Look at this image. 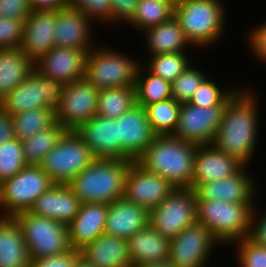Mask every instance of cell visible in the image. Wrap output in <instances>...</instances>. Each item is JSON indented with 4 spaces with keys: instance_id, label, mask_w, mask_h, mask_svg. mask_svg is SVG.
<instances>
[{
    "instance_id": "cell-1",
    "label": "cell",
    "mask_w": 266,
    "mask_h": 267,
    "mask_svg": "<svg viewBox=\"0 0 266 267\" xmlns=\"http://www.w3.org/2000/svg\"><path fill=\"white\" fill-rule=\"evenodd\" d=\"M250 89L242 87L227 103L221 125L212 143L244 166L253 160L259 135V101Z\"/></svg>"
},
{
    "instance_id": "cell-2",
    "label": "cell",
    "mask_w": 266,
    "mask_h": 267,
    "mask_svg": "<svg viewBox=\"0 0 266 267\" xmlns=\"http://www.w3.org/2000/svg\"><path fill=\"white\" fill-rule=\"evenodd\" d=\"M198 145L172 135L155 136L136 162L175 187H191Z\"/></svg>"
},
{
    "instance_id": "cell-3",
    "label": "cell",
    "mask_w": 266,
    "mask_h": 267,
    "mask_svg": "<svg viewBox=\"0 0 266 267\" xmlns=\"http://www.w3.org/2000/svg\"><path fill=\"white\" fill-rule=\"evenodd\" d=\"M132 161L96 158L68 185L81 203L110 204L123 197L125 178Z\"/></svg>"
},
{
    "instance_id": "cell-4",
    "label": "cell",
    "mask_w": 266,
    "mask_h": 267,
    "mask_svg": "<svg viewBox=\"0 0 266 267\" xmlns=\"http://www.w3.org/2000/svg\"><path fill=\"white\" fill-rule=\"evenodd\" d=\"M221 0H181L174 8L189 46L205 49L221 39L226 29V12Z\"/></svg>"
},
{
    "instance_id": "cell-5",
    "label": "cell",
    "mask_w": 266,
    "mask_h": 267,
    "mask_svg": "<svg viewBox=\"0 0 266 267\" xmlns=\"http://www.w3.org/2000/svg\"><path fill=\"white\" fill-rule=\"evenodd\" d=\"M254 203L197 200V222L209 229L222 244L229 246L248 237Z\"/></svg>"
},
{
    "instance_id": "cell-6",
    "label": "cell",
    "mask_w": 266,
    "mask_h": 267,
    "mask_svg": "<svg viewBox=\"0 0 266 267\" xmlns=\"http://www.w3.org/2000/svg\"><path fill=\"white\" fill-rule=\"evenodd\" d=\"M99 46V48H98ZM114 47L98 44L86 58L85 77L98 90L135 87L140 61ZM133 58V59H132Z\"/></svg>"
},
{
    "instance_id": "cell-7",
    "label": "cell",
    "mask_w": 266,
    "mask_h": 267,
    "mask_svg": "<svg viewBox=\"0 0 266 267\" xmlns=\"http://www.w3.org/2000/svg\"><path fill=\"white\" fill-rule=\"evenodd\" d=\"M19 223L31 260L65 253L72 248L68 225L28 211L14 216Z\"/></svg>"
},
{
    "instance_id": "cell-8",
    "label": "cell",
    "mask_w": 266,
    "mask_h": 267,
    "mask_svg": "<svg viewBox=\"0 0 266 267\" xmlns=\"http://www.w3.org/2000/svg\"><path fill=\"white\" fill-rule=\"evenodd\" d=\"M65 83L44 76L35 68L3 99L0 107L10 115L37 108H56L62 98Z\"/></svg>"
},
{
    "instance_id": "cell-9",
    "label": "cell",
    "mask_w": 266,
    "mask_h": 267,
    "mask_svg": "<svg viewBox=\"0 0 266 267\" xmlns=\"http://www.w3.org/2000/svg\"><path fill=\"white\" fill-rule=\"evenodd\" d=\"M54 183L40 165H27L0 183V204L5 217L29 211Z\"/></svg>"
},
{
    "instance_id": "cell-10",
    "label": "cell",
    "mask_w": 266,
    "mask_h": 267,
    "mask_svg": "<svg viewBox=\"0 0 266 267\" xmlns=\"http://www.w3.org/2000/svg\"><path fill=\"white\" fill-rule=\"evenodd\" d=\"M95 159L75 131H66L40 166L54 184H69Z\"/></svg>"
},
{
    "instance_id": "cell-11",
    "label": "cell",
    "mask_w": 266,
    "mask_h": 267,
    "mask_svg": "<svg viewBox=\"0 0 266 267\" xmlns=\"http://www.w3.org/2000/svg\"><path fill=\"white\" fill-rule=\"evenodd\" d=\"M197 198L191 187H176L164 201L150 211L149 224L160 234L174 238L197 222Z\"/></svg>"
},
{
    "instance_id": "cell-12",
    "label": "cell",
    "mask_w": 266,
    "mask_h": 267,
    "mask_svg": "<svg viewBox=\"0 0 266 267\" xmlns=\"http://www.w3.org/2000/svg\"><path fill=\"white\" fill-rule=\"evenodd\" d=\"M99 90L86 78L67 83L55 119L66 131H75L97 114Z\"/></svg>"
},
{
    "instance_id": "cell-13",
    "label": "cell",
    "mask_w": 266,
    "mask_h": 267,
    "mask_svg": "<svg viewBox=\"0 0 266 267\" xmlns=\"http://www.w3.org/2000/svg\"><path fill=\"white\" fill-rule=\"evenodd\" d=\"M221 243L203 224L195 222L170 240L169 259L176 267H206Z\"/></svg>"
},
{
    "instance_id": "cell-14",
    "label": "cell",
    "mask_w": 266,
    "mask_h": 267,
    "mask_svg": "<svg viewBox=\"0 0 266 267\" xmlns=\"http://www.w3.org/2000/svg\"><path fill=\"white\" fill-rule=\"evenodd\" d=\"M226 106L200 107L181 103L178 124L172 136L196 145L212 144Z\"/></svg>"
},
{
    "instance_id": "cell-15",
    "label": "cell",
    "mask_w": 266,
    "mask_h": 267,
    "mask_svg": "<svg viewBox=\"0 0 266 267\" xmlns=\"http://www.w3.org/2000/svg\"><path fill=\"white\" fill-rule=\"evenodd\" d=\"M175 188L167 179L146 171L136 161H132L125 178L123 197L150 212Z\"/></svg>"
},
{
    "instance_id": "cell-16",
    "label": "cell",
    "mask_w": 266,
    "mask_h": 267,
    "mask_svg": "<svg viewBox=\"0 0 266 267\" xmlns=\"http://www.w3.org/2000/svg\"><path fill=\"white\" fill-rule=\"evenodd\" d=\"M76 134L96 158L133 160L121 147L118 139V118L94 115L81 124Z\"/></svg>"
},
{
    "instance_id": "cell-17",
    "label": "cell",
    "mask_w": 266,
    "mask_h": 267,
    "mask_svg": "<svg viewBox=\"0 0 266 267\" xmlns=\"http://www.w3.org/2000/svg\"><path fill=\"white\" fill-rule=\"evenodd\" d=\"M246 168V170H245ZM243 166L237 173L214 182L199 184L194 192L197 200H220L231 203H255L259 184ZM250 174V175H249ZM257 192V193H256Z\"/></svg>"
},
{
    "instance_id": "cell-18",
    "label": "cell",
    "mask_w": 266,
    "mask_h": 267,
    "mask_svg": "<svg viewBox=\"0 0 266 267\" xmlns=\"http://www.w3.org/2000/svg\"><path fill=\"white\" fill-rule=\"evenodd\" d=\"M90 50L53 47L37 62L34 68L42 75L65 84L85 77L86 58Z\"/></svg>"
},
{
    "instance_id": "cell-19",
    "label": "cell",
    "mask_w": 266,
    "mask_h": 267,
    "mask_svg": "<svg viewBox=\"0 0 266 267\" xmlns=\"http://www.w3.org/2000/svg\"><path fill=\"white\" fill-rule=\"evenodd\" d=\"M92 23L80 10L71 6L56 11L55 47L92 50L97 46L95 40L92 42V33L95 32Z\"/></svg>"
},
{
    "instance_id": "cell-20",
    "label": "cell",
    "mask_w": 266,
    "mask_h": 267,
    "mask_svg": "<svg viewBox=\"0 0 266 267\" xmlns=\"http://www.w3.org/2000/svg\"><path fill=\"white\" fill-rule=\"evenodd\" d=\"M144 107L136 104L118 118L120 147L136 161L155 138Z\"/></svg>"
},
{
    "instance_id": "cell-21",
    "label": "cell",
    "mask_w": 266,
    "mask_h": 267,
    "mask_svg": "<svg viewBox=\"0 0 266 267\" xmlns=\"http://www.w3.org/2000/svg\"><path fill=\"white\" fill-rule=\"evenodd\" d=\"M56 11H31L24 21L21 50L33 62H37L55 47Z\"/></svg>"
},
{
    "instance_id": "cell-22",
    "label": "cell",
    "mask_w": 266,
    "mask_h": 267,
    "mask_svg": "<svg viewBox=\"0 0 266 267\" xmlns=\"http://www.w3.org/2000/svg\"><path fill=\"white\" fill-rule=\"evenodd\" d=\"M244 165L213 144L198 145L196 151L192 188L214 182L237 173Z\"/></svg>"
},
{
    "instance_id": "cell-23",
    "label": "cell",
    "mask_w": 266,
    "mask_h": 267,
    "mask_svg": "<svg viewBox=\"0 0 266 267\" xmlns=\"http://www.w3.org/2000/svg\"><path fill=\"white\" fill-rule=\"evenodd\" d=\"M109 204L82 203L75 218L68 224L70 247L80 251L105 233Z\"/></svg>"
},
{
    "instance_id": "cell-24",
    "label": "cell",
    "mask_w": 266,
    "mask_h": 267,
    "mask_svg": "<svg viewBox=\"0 0 266 267\" xmlns=\"http://www.w3.org/2000/svg\"><path fill=\"white\" fill-rule=\"evenodd\" d=\"M81 204L68 184H53L38 197L28 212L68 225L77 215Z\"/></svg>"
},
{
    "instance_id": "cell-25",
    "label": "cell",
    "mask_w": 266,
    "mask_h": 267,
    "mask_svg": "<svg viewBox=\"0 0 266 267\" xmlns=\"http://www.w3.org/2000/svg\"><path fill=\"white\" fill-rule=\"evenodd\" d=\"M150 212L121 197L109 204L105 234L128 239L149 225Z\"/></svg>"
},
{
    "instance_id": "cell-26",
    "label": "cell",
    "mask_w": 266,
    "mask_h": 267,
    "mask_svg": "<svg viewBox=\"0 0 266 267\" xmlns=\"http://www.w3.org/2000/svg\"><path fill=\"white\" fill-rule=\"evenodd\" d=\"M170 240L150 224L127 239L131 264H155L169 259Z\"/></svg>"
},
{
    "instance_id": "cell-27",
    "label": "cell",
    "mask_w": 266,
    "mask_h": 267,
    "mask_svg": "<svg viewBox=\"0 0 266 267\" xmlns=\"http://www.w3.org/2000/svg\"><path fill=\"white\" fill-rule=\"evenodd\" d=\"M95 267H132L127 239L103 234L80 250Z\"/></svg>"
},
{
    "instance_id": "cell-28",
    "label": "cell",
    "mask_w": 266,
    "mask_h": 267,
    "mask_svg": "<svg viewBox=\"0 0 266 267\" xmlns=\"http://www.w3.org/2000/svg\"><path fill=\"white\" fill-rule=\"evenodd\" d=\"M0 267H30L21 227L14 217L0 213Z\"/></svg>"
},
{
    "instance_id": "cell-29",
    "label": "cell",
    "mask_w": 266,
    "mask_h": 267,
    "mask_svg": "<svg viewBox=\"0 0 266 267\" xmlns=\"http://www.w3.org/2000/svg\"><path fill=\"white\" fill-rule=\"evenodd\" d=\"M149 56L185 52L190 44L179 22L173 16L169 21L152 26L143 31Z\"/></svg>"
},
{
    "instance_id": "cell-30",
    "label": "cell",
    "mask_w": 266,
    "mask_h": 267,
    "mask_svg": "<svg viewBox=\"0 0 266 267\" xmlns=\"http://www.w3.org/2000/svg\"><path fill=\"white\" fill-rule=\"evenodd\" d=\"M34 69V63L20 47L0 49V100Z\"/></svg>"
},
{
    "instance_id": "cell-31",
    "label": "cell",
    "mask_w": 266,
    "mask_h": 267,
    "mask_svg": "<svg viewBox=\"0 0 266 267\" xmlns=\"http://www.w3.org/2000/svg\"><path fill=\"white\" fill-rule=\"evenodd\" d=\"M135 90L136 104L142 107L172 98L171 83L144 68L142 63L137 71Z\"/></svg>"
},
{
    "instance_id": "cell-32",
    "label": "cell",
    "mask_w": 266,
    "mask_h": 267,
    "mask_svg": "<svg viewBox=\"0 0 266 267\" xmlns=\"http://www.w3.org/2000/svg\"><path fill=\"white\" fill-rule=\"evenodd\" d=\"M65 132L66 130L55 122L51 127L21 141L26 164L40 165Z\"/></svg>"
},
{
    "instance_id": "cell-33",
    "label": "cell",
    "mask_w": 266,
    "mask_h": 267,
    "mask_svg": "<svg viewBox=\"0 0 266 267\" xmlns=\"http://www.w3.org/2000/svg\"><path fill=\"white\" fill-rule=\"evenodd\" d=\"M136 105L135 87L99 90L97 115L117 119Z\"/></svg>"
},
{
    "instance_id": "cell-34",
    "label": "cell",
    "mask_w": 266,
    "mask_h": 267,
    "mask_svg": "<svg viewBox=\"0 0 266 267\" xmlns=\"http://www.w3.org/2000/svg\"><path fill=\"white\" fill-rule=\"evenodd\" d=\"M181 103L173 98L144 107L146 117L156 136L173 135L180 113Z\"/></svg>"
},
{
    "instance_id": "cell-35",
    "label": "cell",
    "mask_w": 266,
    "mask_h": 267,
    "mask_svg": "<svg viewBox=\"0 0 266 267\" xmlns=\"http://www.w3.org/2000/svg\"><path fill=\"white\" fill-rule=\"evenodd\" d=\"M15 138L23 141L35 133L51 127L55 122L54 108H37L12 116Z\"/></svg>"
},
{
    "instance_id": "cell-36",
    "label": "cell",
    "mask_w": 266,
    "mask_h": 267,
    "mask_svg": "<svg viewBox=\"0 0 266 267\" xmlns=\"http://www.w3.org/2000/svg\"><path fill=\"white\" fill-rule=\"evenodd\" d=\"M174 16V8L160 0H140L132 20L128 23L135 30L147 28L169 21Z\"/></svg>"
},
{
    "instance_id": "cell-37",
    "label": "cell",
    "mask_w": 266,
    "mask_h": 267,
    "mask_svg": "<svg viewBox=\"0 0 266 267\" xmlns=\"http://www.w3.org/2000/svg\"><path fill=\"white\" fill-rule=\"evenodd\" d=\"M186 53L178 52L149 56V63L143 66H146L150 72L160 76L163 80L172 83L191 63Z\"/></svg>"
},
{
    "instance_id": "cell-38",
    "label": "cell",
    "mask_w": 266,
    "mask_h": 267,
    "mask_svg": "<svg viewBox=\"0 0 266 267\" xmlns=\"http://www.w3.org/2000/svg\"><path fill=\"white\" fill-rule=\"evenodd\" d=\"M208 76L195 91L188 103L200 106L210 107L213 105H227V103L241 90L240 86L236 88L230 86V89L220 88L212 79L209 80Z\"/></svg>"
},
{
    "instance_id": "cell-39",
    "label": "cell",
    "mask_w": 266,
    "mask_h": 267,
    "mask_svg": "<svg viewBox=\"0 0 266 267\" xmlns=\"http://www.w3.org/2000/svg\"><path fill=\"white\" fill-rule=\"evenodd\" d=\"M192 63L171 83L172 98L179 103H188L201 83L208 77Z\"/></svg>"
},
{
    "instance_id": "cell-40",
    "label": "cell",
    "mask_w": 266,
    "mask_h": 267,
    "mask_svg": "<svg viewBox=\"0 0 266 267\" xmlns=\"http://www.w3.org/2000/svg\"><path fill=\"white\" fill-rule=\"evenodd\" d=\"M27 166L22 143L14 138L0 145V183L11 178Z\"/></svg>"
},
{
    "instance_id": "cell-41",
    "label": "cell",
    "mask_w": 266,
    "mask_h": 267,
    "mask_svg": "<svg viewBox=\"0 0 266 267\" xmlns=\"http://www.w3.org/2000/svg\"><path fill=\"white\" fill-rule=\"evenodd\" d=\"M237 246L235 257L239 267H266V246H260L248 237L232 243Z\"/></svg>"
},
{
    "instance_id": "cell-42",
    "label": "cell",
    "mask_w": 266,
    "mask_h": 267,
    "mask_svg": "<svg viewBox=\"0 0 266 267\" xmlns=\"http://www.w3.org/2000/svg\"><path fill=\"white\" fill-rule=\"evenodd\" d=\"M69 6L80 10L94 25L100 21L111 25L112 8L110 0H69Z\"/></svg>"
},
{
    "instance_id": "cell-43",
    "label": "cell",
    "mask_w": 266,
    "mask_h": 267,
    "mask_svg": "<svg viewBox=\"0 0 266 267\" xmlns=\"http://www.w3.org/2000/svg\"><path fill=\"white\" fill-rule=\"evenodd\" d=\"M23 32L24 20L0 17V49L20 47Z\"/></svg>"
},
{
    "instance_id": "cell-44",
    "label": "cell",
    "mask_w": 266,
    "mask_h": 267,
    "mask_svg": "<svg viewBox=\"0 0 266 267\" xmlns=\"http://www.w3.org/2000/svg\"><path fill=\"white\" fill-rule=\"evenodd\" d=\"M248 31L246 45H249L250 52L254 55L255 60L266 64V22L257 24L255 27L253 26L252 30Z\"/></svg>"
},
{
    "instance_id": "cell-45",
    "label": "cell",
    "mask_w": 266,
    "mask_h": 267,
    "mask_svg": "<svg viewBox=\"0 0 266 267\" xmlns=\"http://www.w3.org/2000/svg\"><path fill=\"white\" fill-rule=\"evenodd\" d=\"M31 13L29 0H0V17L26 20Z\"/></svg>"
},
{
    "instance_id": "cell-46",
    "label": "cell",
    "mask_w": 266,
    "mask_h": 267,
    "mask_svg": "<svg viewBox=\"0 0 266 267\" xmlns=\"http://www.w3.org/2000/svg\"><path fill=\"white\" fill-rule=\"evenodd\" d=\"M80 251L71 249L65 253L31 260L30 267H74Z\"/></svg>"
},
{
    "instance_id": "cell-47",
    "label": "cell",
    "mask_w": 266,
    "mask_h": 267,
    "mask_svg": "<svg viewBox=\"0 0 266 267\" xmlns=\"http://www.w3.org/2000/svg\"><path fill=\"white\" fill-rule=\"evenodd\" d=\"M112 8L111 24L129 23L136 11L140 0H110ZM114 22V23H113Z\"/></svg>"
},
{
    "instance_id": "cell-48",
    "label": "cell",
    "mask_w": 266,
    "mask_h": 267,
    "mask_svg": "<svg viewBox=\"0 0 266 267\" xmlns=\"http://www.w3.org/2000/svg\"><path fill=\"white\" fill-rule=\"evenodd\" d=\"M256 206L252 211L250 222V233L248 238L255 244L266 246V211L262 214L257 213ZM260 217H258V215Z\"/></svg>"
},
{
    "instance_id": "cell-49",
    "label": "cell",
    "mask_w": 266,
    "mask_h": 267,
    "mask_svg": "<svg viewBox=\"0 0 266 267\" xmlns=\"http://www.w3.org/2000/svg\"><path fill=\"white\" fill-rule=\"evenodd\" d=\"M15 138L12 115L0 107V145Z\"/></svg>"
},
{
    "instance_id": "cell-50",
    "label": "cell",
    "mask_w": 266,
    "mask_h": 267,
    "mask_svg": "<svg viewBox=\"0 0 266 267\" xmlns=\"http://www.w3.org/2000/svg\"><path fill=\"white\" fill-rule=\"evenodd\" d=\"M31 11H58L69 6V0H29Z\"/></svg>"
},
{
    "instance_id": "cell-51",
    "label": "cell",
    "mask_w": 266,
    "mask_h": 267,
    "mask_svg": "<svg viewBox=\"0 0 266 267\" xmlns=\"http://www.w3.org/2000/svg\"><path fill=\"white\" fill-rule=\"evenodd\" d=\"M132 267H176L170 261L163 263H155V264H141V265H133Z\"/></svg>"
},
{
    "instance_id": "cell-52",
    "label": "cell",
    "mask_w": 266,
    "mask_h": 267,
    "mask_svg": "<svg viewBox=\"0 0 266 267\" xmlns=\"http://www.w3.org/2000/svg\"><path fill=\"white\" fill-rule=\"evenodd\" d=\"M74 267H95L92 263L87 261L81 255L78 256L77 260L75 261Z\"/></svg>"
},
{
    "instance_id": "cell-53",
    "label": "cell",
    "mask_w": 266,
    "mask_h": 267,
    "mask_svg": "<svg viewBox=\"0 0 266 267\" xmlns=\"http://www.w3.org/2000/svg\"><path fill=\"white\" fill-rule=\"evenodd\" d=\"M160 1H164L168 4H170L173 8H175L177 6V4L181 1V0H160Z\"/></svg>"
}]
</instances>
